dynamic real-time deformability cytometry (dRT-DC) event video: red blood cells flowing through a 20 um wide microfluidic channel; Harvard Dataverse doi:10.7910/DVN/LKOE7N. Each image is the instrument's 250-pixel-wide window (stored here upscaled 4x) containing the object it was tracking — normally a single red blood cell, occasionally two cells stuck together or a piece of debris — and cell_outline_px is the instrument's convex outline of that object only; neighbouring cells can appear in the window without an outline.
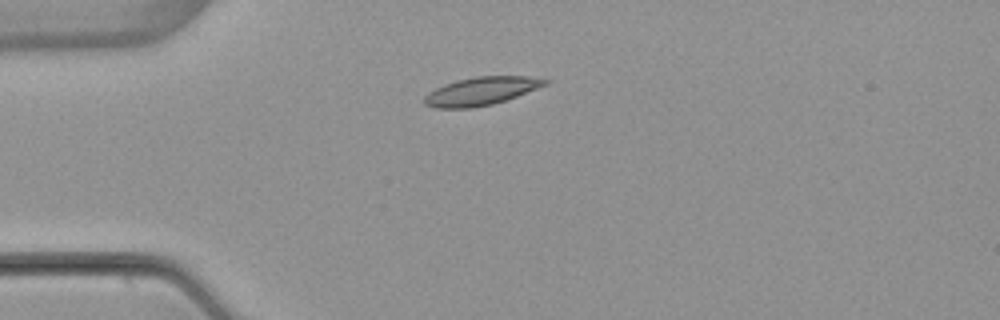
{"species": "common noctule bat (a hibernating species)", "species_latin": "Nyctalus noctula", "temperature_condition": "warm", "stored_images_in_passage": 3, "camera_frame_rate_fps": 3000, "um_per_image_px": 0.085, "animal": {"sex": "female", "body_mass_g": 22.7, "forearm_length_mm": 54.2}, "frame": {"image": 1, "passage_image": 3, "time_ms": 2.667, "image_size_px": [1000, 320], "cell_outline_px": [[552, 80], [548, 84], [516, 96], [492, 104], [472, 108], [432, 108], [424, 104], [424, 96], [428, 92], [444, 84], [456, 80], [476, 76], [528, 76]], "centroid_in_image_um": [40.88, 7.74], "position_along_channel_um": 44.1, "area_um2": 19.83}}